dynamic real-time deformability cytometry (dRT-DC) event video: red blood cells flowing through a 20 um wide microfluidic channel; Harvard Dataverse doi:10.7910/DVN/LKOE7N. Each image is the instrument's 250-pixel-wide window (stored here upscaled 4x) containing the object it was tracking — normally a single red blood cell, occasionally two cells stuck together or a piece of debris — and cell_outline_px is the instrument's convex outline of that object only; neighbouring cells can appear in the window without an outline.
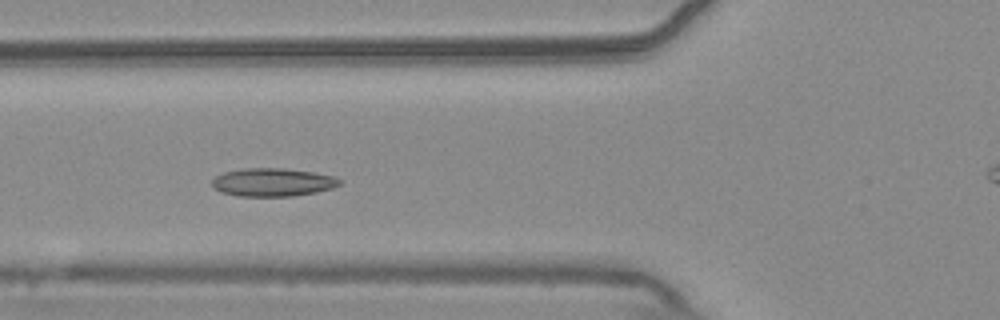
{"species": "common noctule bat (a hibernating species)", "species_latin": "Nyctalus noctula", "temperature_condition": "warm", "stored_images_in_passage": 40, "camera_frame_rate_fps": 3000, "um_per_image_px": 0.085, "animal": {"sex": "male", "body_mass_g": 20.4}, "frame": {"image": 1, "passage_image": 12, "time_ms": 3.667, "image_size_px": [1000, 320], "cell_outline_px": [[344, 180], [340, 184], [332, 188], [316, 192], [292, 196], [236, 196], [220, 192], [212, 188], [212, 180], [216, 176], [224, 172], [244, 168], [284, 168], [312, 172], [332, 176]], "centroid_in_image_um": [23.15, 15.49], "position_along_channel_um": 102.6, "area_um2": 21.04}}
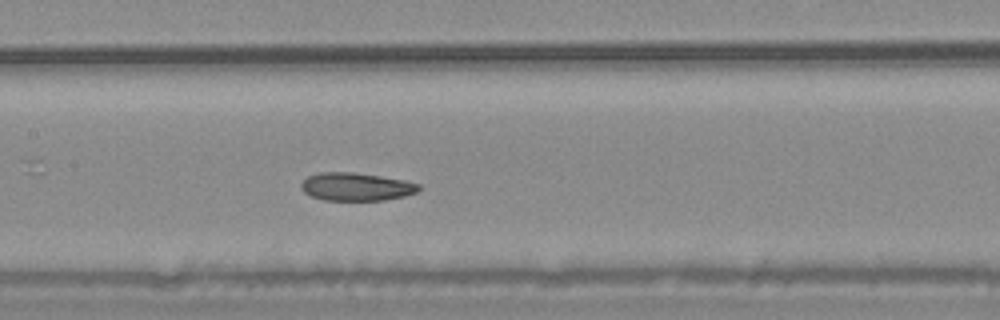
{"frame": {"image": 2, "passage_image": 18, "time_ms": 5.667, "image_size_px": [1000, 320], "cell_outline_px": [[420, 188], [416, 192], [404, 196], [384, 200], [324, 200], [312, 196], [304, 192], [300, 188], [300, 184], [308, 176], [320, 172], [352, 172], [380, 176], [404, 180], [420, 184]], "centroid_in_image_um": [30.26, 15.87], "position_along_channel_um": 177.1, "area_um2": 19.13}}
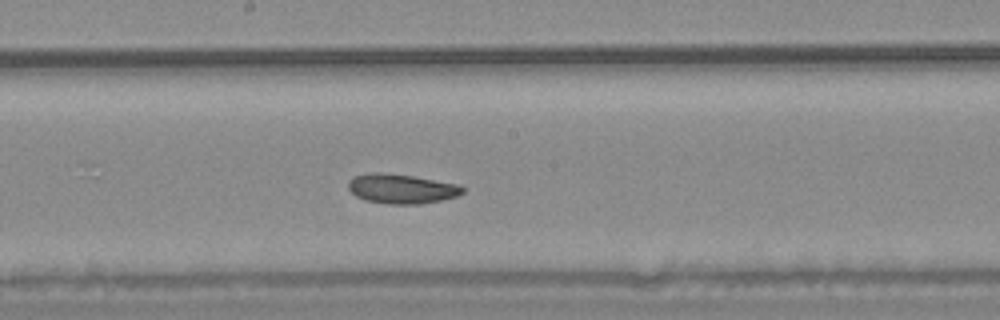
{"frame": {"image": 3, "passage_image": 21, "time_ms": 6.667, "image_size_px": [1000, 320], "cell_outline_px": [[464, 192], [456, 196], [440, 200], [420, 204], [388, 204], [364, 200], [356, 196], [348, 188], [348, 180], [356, 176], [368, 172], [380, 172], [412, 176], [460, 184], [464, 188]], "centroid_in_image_um": [34.12, 16.04], "position_along_channel_um": 214.1, "area_um2": 19.71}, "authors_computed_cell_mechanics": {"area_um2": 19.941, "velocity_mm_per_s": 3.7102, "shape_relaxation_time_tau1_ms": 7.2948, "shape_relaxation_time_tau2_ms": 10.6682, "deformation_change_tau1": 0.1183, "deformation_change_tau2": 0.1546}}